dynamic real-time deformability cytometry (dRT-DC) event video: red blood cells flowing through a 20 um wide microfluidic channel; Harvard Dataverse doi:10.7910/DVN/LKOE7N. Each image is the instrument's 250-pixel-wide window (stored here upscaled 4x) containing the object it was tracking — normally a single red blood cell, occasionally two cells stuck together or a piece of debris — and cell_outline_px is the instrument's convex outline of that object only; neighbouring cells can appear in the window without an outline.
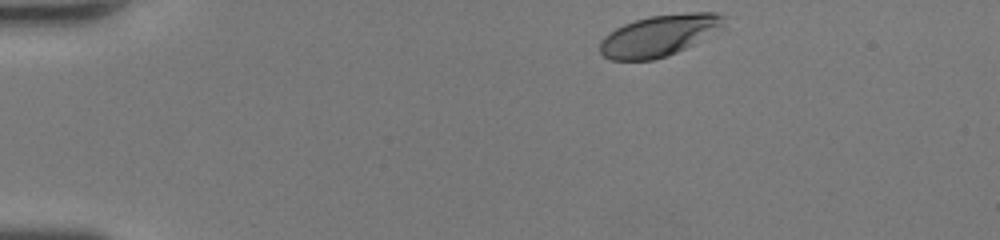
{"species": "human", "species_latin": "Homo sapiens", "temperature_condition": "room temperature", "stored_images_in_passage": 35, "camera_frame_rate_fps": 3000, "um_per_image_px": 0.085, "donor": {"sex": "female"}, "frame": {"image": 1, "passage_image": 1, "time_ms": 0.0, "image_size_px": [1000, 240], "cell_outline_px": [[724, 28], [668, 56], [652, 60], [612, 60], [604, 56], [600, 52], [600, 40], [604, 36], [616, 28], [624, 24], [648, 16], [688, 12], [716, 12], [724, 16]], "centroid_in_image_um": [56.04, 3.01], "position_along_channel_um": 29.0, "area_um2": 29.82}}
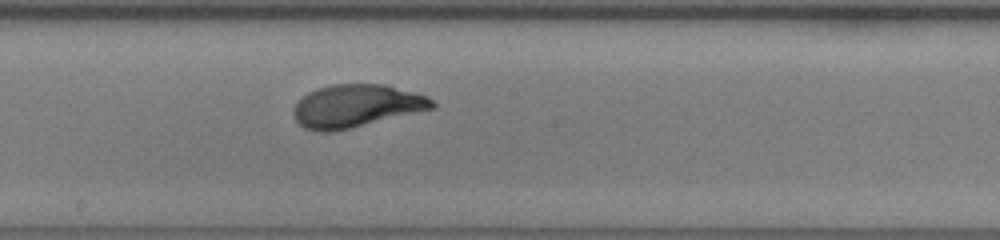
{"frame": {"image": 2, "passage_image": 20, "time_ms": 6.333, "image_size_px": [1000, 240], "cell_outline_px": [[436, 108], [332, 132], [320, 132], [304, 128], [296, 120], [292, 112], [292, 108], [308, 92], [316, 88], [332, 84], [388, 84], [428, 96], [436, 104]], "centroid_in_image_um": [30.29, 8.99], "position_along_channel_um": 217.9, "area_um2": 34.68}}
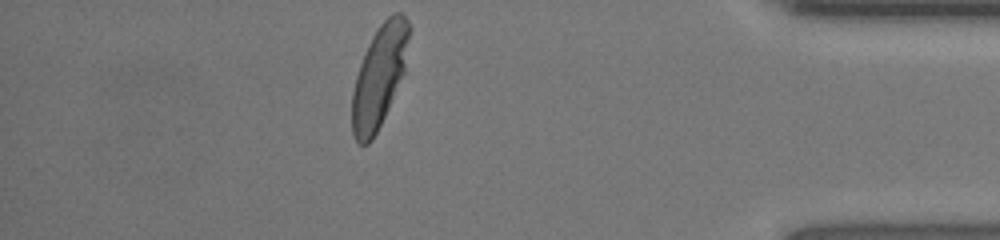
{"frame": {"image": 3, "passage_image": 35, "time_ms": 11.333, "image_size_px": [1000, 240], "cell_outline_px": [[412, 28], [404, 72], [384, 116], [372, 140], [368, 144], [360, 144], [356, 140], [352, 132], [352, 92], [356, 76], [364, 52], [372, 36], [380, 24], [392, 12], [400, 12], [408, 20]], "centroid_in_image_um": [32.25, 6.42], "position_along_channel_um": 402.9, "area_um2": 33.76}, "authors_computed_cell_mechanics": {"area_um2": 33.9286, "velocity_mm_per_s": 4.3881, "shape_relaxation_time_tau1_ms": 3.4501, "shape_relaxation_time_tau2_ms": null, "deformation_change_tau1": 0.1745, "deformation_change_tau2": null}}